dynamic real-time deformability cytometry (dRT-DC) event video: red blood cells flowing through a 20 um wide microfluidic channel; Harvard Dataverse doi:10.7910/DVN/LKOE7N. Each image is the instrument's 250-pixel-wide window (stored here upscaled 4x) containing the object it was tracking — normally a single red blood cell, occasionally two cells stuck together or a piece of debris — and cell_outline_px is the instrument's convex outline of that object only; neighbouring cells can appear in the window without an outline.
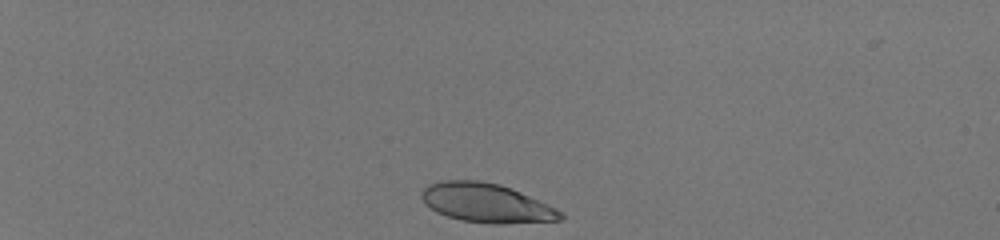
{"species": "human", "species_latin": "Homo sapiens", "temperature_condition": "room temperature", "stored_images_in_passage": 36, "camera_frame_rate_fps": 3000, "um_per_image_px": 0.085, "donor": {"sex": "male"}, "frame": {"image": 1, "passage_image": 1, "time_ms": 0.0, "image_size_px": [1000, 240], "cell_outline_px": [[564, 216], [560, 220], [504, 224], [496, 224], [460, 220], [436, 212], [424, 204], [420, 196], [420, 192], [428, 184], [444, 180], [480, 180], [500, 184], [548, 204], [556, 208]], "centroid_in_image_um": [41.29, 17.25], "position_along_channel_um": 43.7, "area_um2": 31.62}}
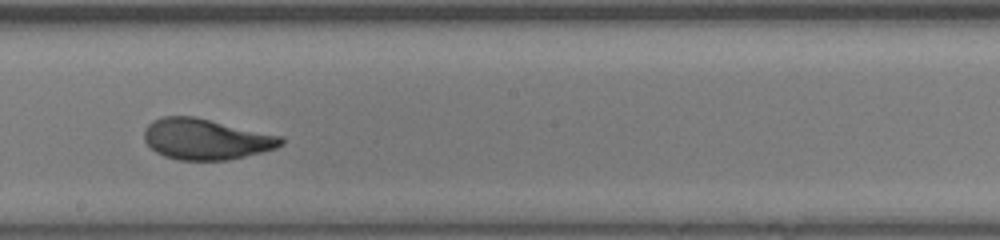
{"frame": {"image": 2, "passage_image": 21, "time_ms": 6.667, "image_size_px": [1000, 240], "cell_outline_px": [[284, 144], [276, 148], [228, 160], [176, 160], [164, 156], [156, 152], [144, 140], [144, 128], [152, 120], [164, 116], [196, 116], [284, 136]], "centroid_in_image_um": [17.51, 11.81], "position_along_channel_um": 230.7, "area_um2": 32.89}}
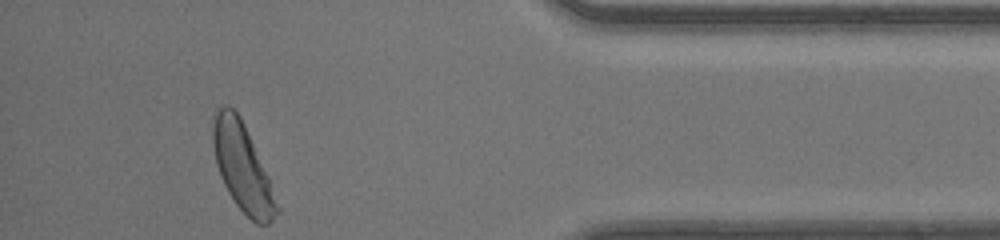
{"frame": {"image": 3, "passage_image": 36, "time_ms": 11.667, "image_size_px": [1000, 240], "cell_outline_px": [[280, 212], [268, 224], [256, 224], [236, 204], [228, 192], [220, 176], [216, 164], [212, 140], [212, 116], [216, 108], [224, 104], [228, 104], [240, 116], [244, 124], [268, 176], [280, 208]], "centroid_in_image_um": [20.59, 14.19], "position_along_channel_um": 414.6, "area_um2": 32.6}, "authors_computed_cell_mechanics": {"area_um2": 32.657, "velocity_mm_per_s": 4.1832, "shape_relaxation_time_tau1_ms": 2.4931, "shape_relaxation_time_tau2_ms": null, "deformation_change_tau1": 0.1657, "deformation_change_tau2": null}}